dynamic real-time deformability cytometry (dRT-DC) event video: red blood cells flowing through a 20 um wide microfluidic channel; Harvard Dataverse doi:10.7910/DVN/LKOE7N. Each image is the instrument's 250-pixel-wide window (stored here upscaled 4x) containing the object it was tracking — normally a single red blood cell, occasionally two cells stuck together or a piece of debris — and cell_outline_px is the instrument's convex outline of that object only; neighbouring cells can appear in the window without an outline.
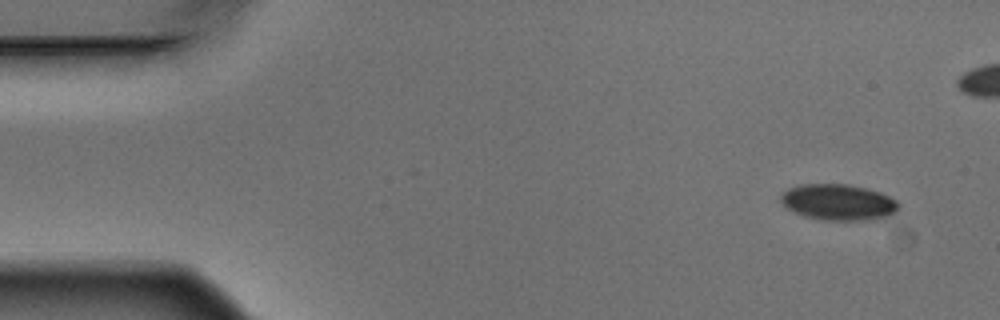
{"species": "Egyptian fruit bat (a non-hibernating species)", "species_latin": "Rousettus aegyptiacus", "temperature_condition": "warm", "stored_images_in_passage": 5, "camera_frame_rate_fps": 3000, "um_per_image_px": 0.085, "animal": {"sex": "male"}, "frame": {"image": 1, "passage_image": 1, "time_ms": 0.0, "image_size_px": [1000, 320], "cell_outline_px": [[900, 204], [896, 212], [892, 216], [864, 220], [820, 220], [804, 216], [788, 208], [780, 200], [780, 196], [788, 188], [800, 184], [848, 184], [868, 188], [880, 192], [896, 200]], "centroid_in_image_um": [71.29, 17.18], "position_along_channel_um": 13.7, "area_um2": 24.85}}